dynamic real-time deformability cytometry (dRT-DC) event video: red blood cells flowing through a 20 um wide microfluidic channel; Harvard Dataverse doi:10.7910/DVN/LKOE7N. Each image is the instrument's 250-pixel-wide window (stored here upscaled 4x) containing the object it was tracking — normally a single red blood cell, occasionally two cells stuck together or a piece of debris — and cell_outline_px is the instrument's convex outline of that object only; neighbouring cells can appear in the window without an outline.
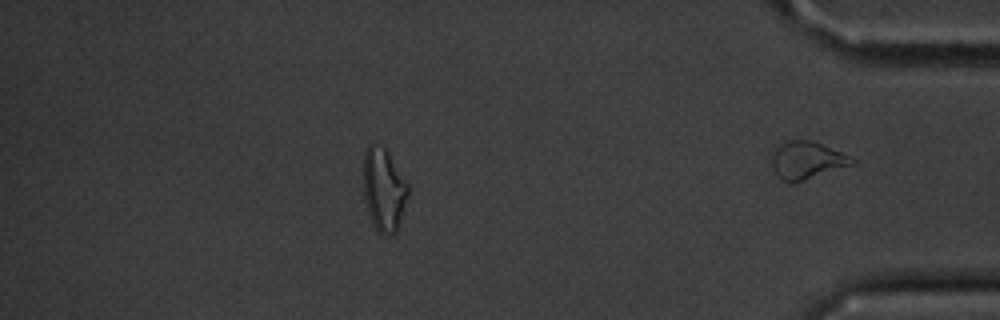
{"species": "common noctule bat (a hibernating species)", "species_latin": "Nyctalus noctula", "temperature_condition": "cold", "stored_images_in_passage": 36, "segment_of_instrument_passage": [2, 2], "camera_frame_rate_fps": 3000, "um_per_image_px": 0.085, "animal": {"sex": "male", "body_mass_g": 20.1, "forearm_length_mm": 53.5}, "frame": {"image": 1, "passage_image": 36, "time_ms": 11.667, "image_size_px": [1000, 320], "cell_outline_px": [[856, 164], [792, 184], [788, 184], [776, 176], [772, 168], [772, 156], [776, 148], [780, 144], [788, 140], [812, 140], [840, 152], [856, 160]], "centroid_in_image_um": [68.56, 13.65], "position_along_channel_um": 366.6, "area_um2": 17.69}}